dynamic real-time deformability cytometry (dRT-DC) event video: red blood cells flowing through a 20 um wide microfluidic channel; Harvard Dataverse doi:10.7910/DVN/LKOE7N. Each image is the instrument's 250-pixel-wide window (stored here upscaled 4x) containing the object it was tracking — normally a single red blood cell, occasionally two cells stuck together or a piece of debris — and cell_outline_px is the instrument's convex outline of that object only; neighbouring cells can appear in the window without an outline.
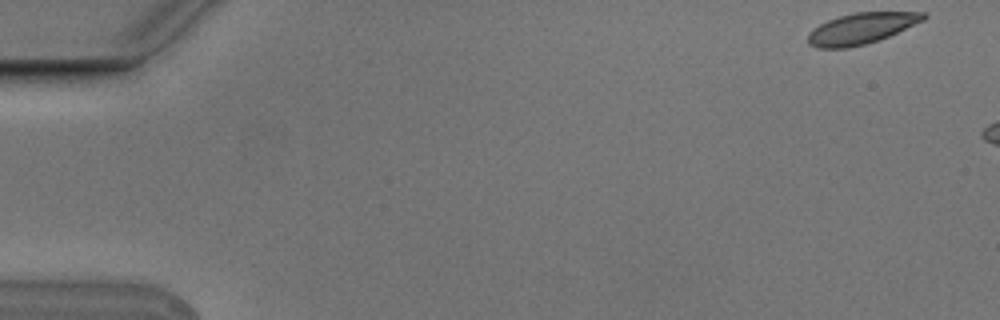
{"species": "Egyptian fruit bat (a non-hibernating species)", "species_latin": "Rousettus aegyptiacus", "temperature_condition": "cold", "stored_images_in_passage": 3, "camera_frame_rate_fps": 3000, "um_per_image_px": 0.085, "animal": {"sex": "male"}, "frame": {"image": 1, "passage_image": 1, "time_ms": 0.0, "image_size_px": [1000, 320], "cell_outline_px": [[928, 16], [924, 20], [880, 40], [848, 48], [816, 48], [808, 44], [808, 32], [820, 24], [828, 20], [840, 16], [856, 12], [924, 12]], "centroid_in_image_um": [73.2, 2.42], "position_along_channel_um": 11.8, "area_um2": 20.81}}